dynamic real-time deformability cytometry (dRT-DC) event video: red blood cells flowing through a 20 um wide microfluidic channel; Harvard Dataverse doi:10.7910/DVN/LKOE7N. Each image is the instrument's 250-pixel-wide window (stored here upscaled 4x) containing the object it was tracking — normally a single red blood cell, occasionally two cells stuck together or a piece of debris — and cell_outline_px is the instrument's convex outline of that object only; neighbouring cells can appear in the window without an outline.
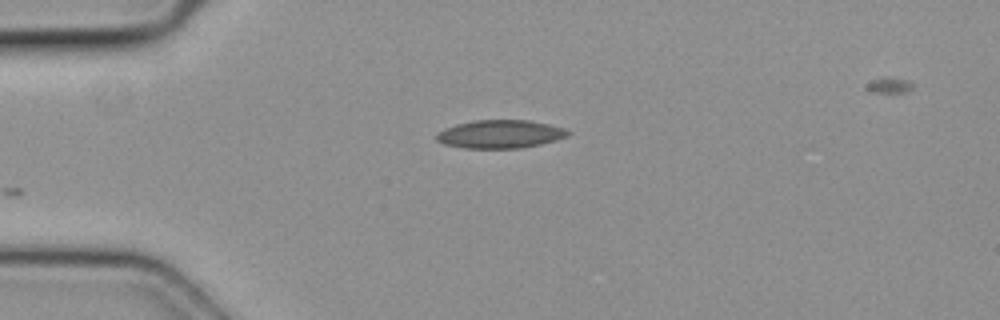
{"species": "common noctule bat (a hibernating species)", "species_latin": "Nyctalus noctula", "temperature_condition": "cold", "stored_images_in_passage": 3, "camera_frame_rate_fps": 3000, "um_per_image_px": 0.085, "animal": {"sex": "female", "body_mass_g": 19.3, "forearm_length_mm": 54.1}, "frame": {"image": 1, "passage_image": 1, "time_ms": 0.0, "image_size_px": [1000, 320], "cell_outline_px": [[572, 132], [568, 136], [556, 140], [540, 144], [520, 148], [464, 148], [444, 144], [436, 140], [436, 132], [444, 128], [456, 124], [472, 120], [528, 120], [548, 124], [564, 128]], "centroid_in_image_um": [42.49, 11.39], "position_along_channel_um": 42.5, "area_um2": 21.73}}
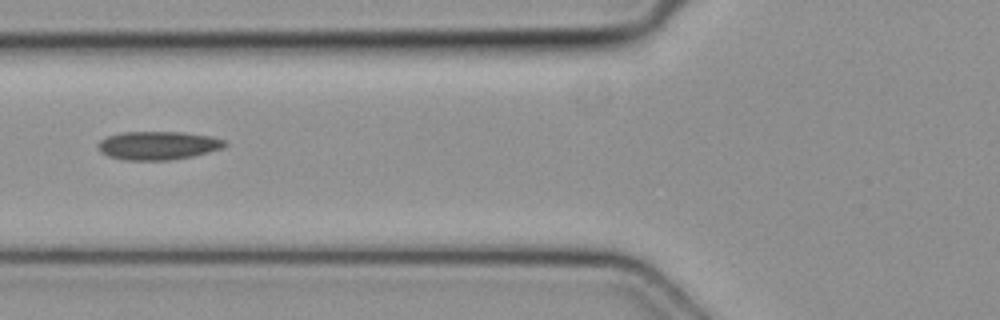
{"frame": {"image": 2, "passage_image": 3, "time_ms": 0.667, "image_size_px": [1000, 320], "cell_outline_px": [[228, 144], [224, 148], [192, 156], [172, 160], [124, 160], [108, 156], [100, 152], [96, 144], [100, 140], [108, 136], [124, 132], [184, 132], [212, 136], [224, 140]], "centroid_in_image_um": [13.44, 12.37], "position_along_channel_um": 112.4, "area_um2": 21.15}}